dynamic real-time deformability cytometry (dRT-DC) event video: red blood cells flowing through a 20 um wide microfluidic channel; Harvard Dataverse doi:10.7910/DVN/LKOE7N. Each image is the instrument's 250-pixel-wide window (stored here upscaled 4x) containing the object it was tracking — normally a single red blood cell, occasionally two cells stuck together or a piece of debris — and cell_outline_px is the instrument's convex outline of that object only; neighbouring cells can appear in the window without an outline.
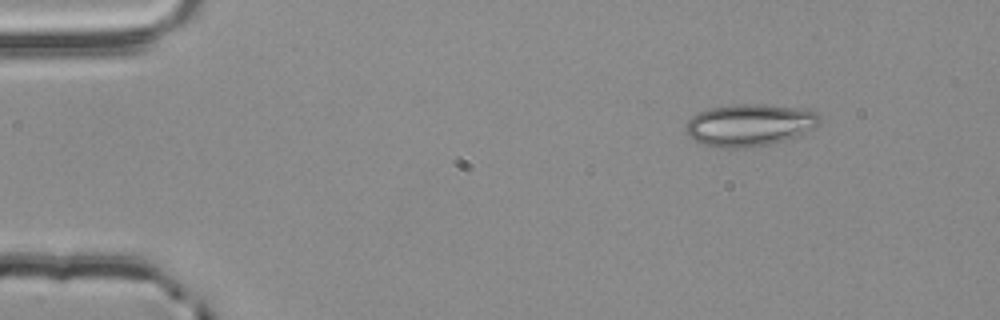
{"species": "common noctule bat (a hibernating species)", "species_latin": "Nyctalus noctula", "temperature_condition": "room temperature", "stored_images_in_passage": 2, "camera_frame_rate_fps": 3000, "um_per_image_px": 0.085, "animal": {"sex": "male", "body_mass_g": 20.4}, "frame": {"image": 1, "passage_image": 1, "time_ms": 0.0, "image_size_px": [1000, 320], "cell_outline_px": [[820, 124], [816, 128], [800, 136], [768, 144], [748, 148], [716, 148], [704, 144], [688, 136], [684, 132], [684, 128], [688, 120], [696, 112], [708, 108], [736, 104], [764, 104], [812, 108], [820, 112]], "centroid_in_image_um": [63.77, 10.61], "position_along_channel_um": 21.2, "area_um2": 33.87}}